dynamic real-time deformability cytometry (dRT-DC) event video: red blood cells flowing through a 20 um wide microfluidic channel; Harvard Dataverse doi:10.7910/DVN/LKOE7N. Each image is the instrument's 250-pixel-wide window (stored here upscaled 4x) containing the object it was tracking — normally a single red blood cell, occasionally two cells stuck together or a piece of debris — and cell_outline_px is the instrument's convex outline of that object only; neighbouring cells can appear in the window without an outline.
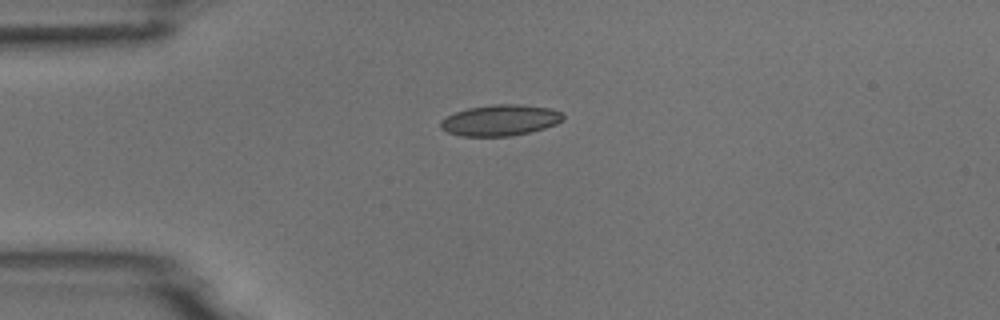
{"species": "common noctule bat (a hibernating species)", "species_latin": "Nyctalus noctula", "temperature_condition": "room temperature", "stored_images_in_passage": 3, "camera_frame_rate_fps": 3000, "um_per_image_px": 0.085, "animal": {"sex": "male", "body_mass_g": 18.8}, "frame": {"image": 1, "passage_image": 1, "time_ms": 0.0, "image_size_px": [1000, 320], "cell_outline_px": [[564, 116], [556, 124], [544, 128], [512, 136], [460, 136], [448, 132], [440, 128], [440, 120], [456, 112], [468, 108], [492, 104], [516, 104], [552, 108], [560, 112]], "centroid_in_image_um": [42.49, 10.22], "position_along_channel_um": 42.5, "area_um2": 22.02}}